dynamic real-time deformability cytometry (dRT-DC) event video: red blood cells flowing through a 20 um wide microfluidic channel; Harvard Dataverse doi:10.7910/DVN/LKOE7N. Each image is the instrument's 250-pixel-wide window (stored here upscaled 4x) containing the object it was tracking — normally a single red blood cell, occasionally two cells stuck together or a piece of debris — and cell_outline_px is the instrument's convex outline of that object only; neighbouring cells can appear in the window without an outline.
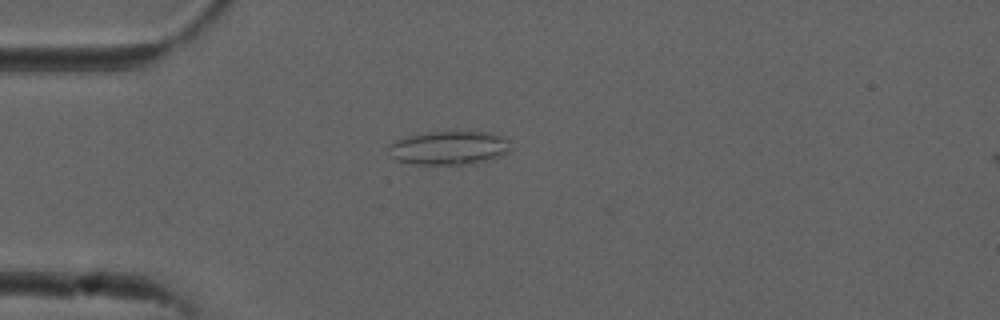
{"species": "common noctule bat (a hibernating species)", "species_latin": "Nyctalus noctula", "temperature_condition": "cold", "stored_images_in_passage": 17, "camera_frame_rate_fps": 3000, "um_per_image_px": 0.085, "animal": {"sex": "male", "forearm_length_mm": 52.5}, "frame": {"image": 1, "passage_image": 14, "time_ms": 4.333, "image_size_px": [1000, 320], "cell_outline_px": [[512, 148], [508, 152], [492, 160], [468, 164], [412, 164], [396, 160], [392, 156], [388, 148], [388, 144], [396, 140], [428, 132], [492, 132], [508, 136]], "centroid_in_image_um": [38.26, 12.57], "position_along_channel_um": 46.7, "area_um2": 24.22}}